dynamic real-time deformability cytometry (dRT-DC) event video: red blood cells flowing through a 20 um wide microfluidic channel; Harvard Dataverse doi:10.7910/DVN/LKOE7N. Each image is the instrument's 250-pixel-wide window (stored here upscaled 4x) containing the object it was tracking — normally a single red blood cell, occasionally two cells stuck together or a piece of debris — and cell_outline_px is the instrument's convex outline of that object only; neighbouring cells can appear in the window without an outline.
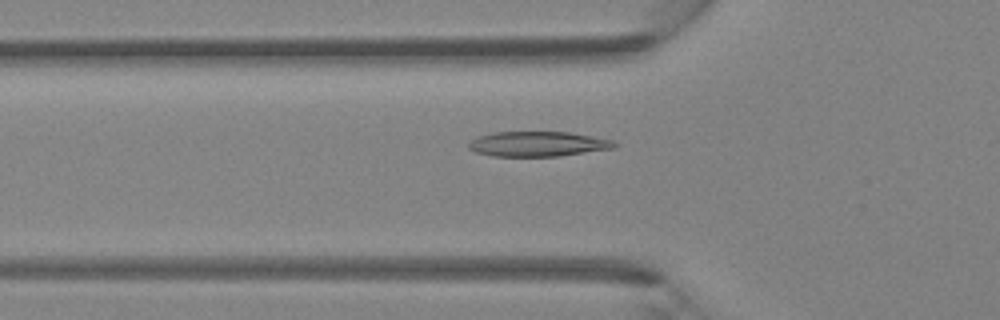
{"species": "Egyptian fruit bat (a non-hibernating species)", "species_latin": "Rousettus aegyptiacus", "temperature_condition": "room temperature", "stored_images_in_passage": 38, "camera_frame_rate_fps": 3000, "um_per_image_px": 0.085, "animal": {"sex": "female"}, "frame": {"image": 1, "passage_image": 8, "time_ms": 2.333, "image_size_px": [1000, 320], "cell_outline_px": [[620, 144], [616, 148], [560, 156], [492, 156], [476, 152], [468, 148], [468, 144], [472, 140], [480, 136], [496, 132], [568, 132], [592, 136], [612, 140]], "centroid_in_image_um": [45.77, 12.24], "position_along_channel_um": 80.0, "area_um2": 21.21}}
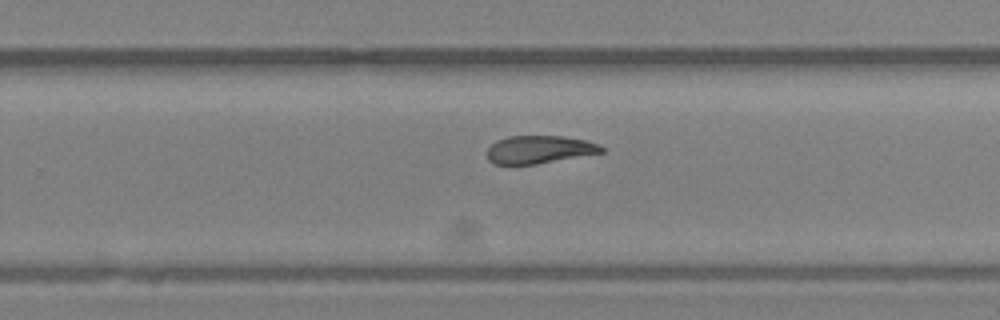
{"frame": {"image": 2, "passage_image": 22, "time_ms": 7.0, "image_size_px": [1000, 320], "cell_outline_px": [[604, 152], [536, 164], [492, 164], [488, 160], [488, 148], [496, 140], [508, 136], [560, 136], [584, 140], [596, 144], [604, 148]], "centroid_in_image_um": [45.8, 12.71], "position_along_channel_um": 284.0, "area_um2": 18.38}}
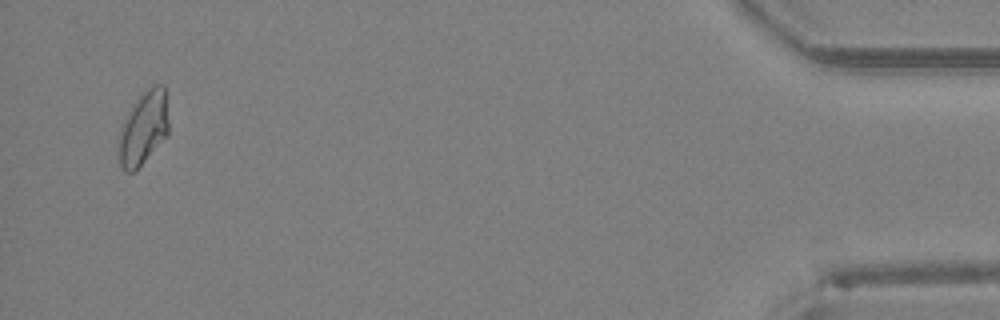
{"frame": {"image": 3, "passage_image": 37, "time_ms": 12.0, "image_size_px": [1000, 320], "cell_outline_px": [[168, 132], [144, 160], [132, 172], [124, 172], [120, 168], [116, 144], [120, 128], [128, 112], [136, 100], [152, 84], [164, 84], [168, 120]], "centroid_in_image_um": [12.13, 10.88], "position_along_channel_um": 423.1, "area_um2": 21.21}}